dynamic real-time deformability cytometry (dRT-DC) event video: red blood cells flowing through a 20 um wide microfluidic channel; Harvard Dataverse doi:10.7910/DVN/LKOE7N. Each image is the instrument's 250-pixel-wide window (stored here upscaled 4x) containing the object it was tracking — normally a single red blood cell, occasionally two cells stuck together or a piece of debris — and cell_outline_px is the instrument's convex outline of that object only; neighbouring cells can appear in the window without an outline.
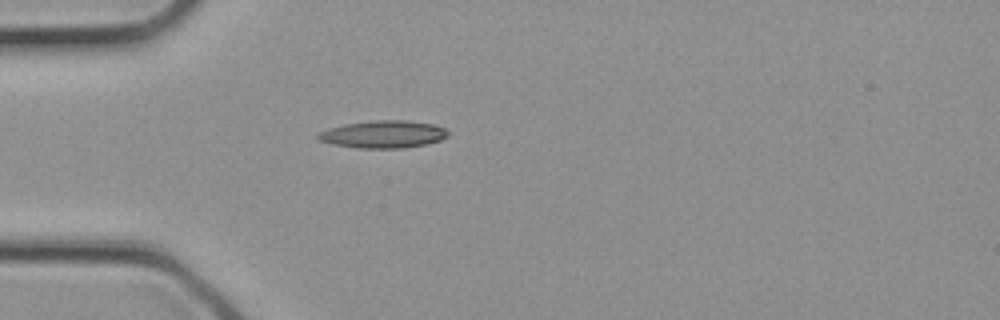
{"species": "common noctule bat (a hibernating species)", "species_latin": "Nyctalus noctula", "temperature_condition": "cold", "stored_images_in_passage": 13, "camera_frame_rate_fps": 3000, "um_per_image_px": 0.085, "animal": {"sex": "female", "body_mass_g": 21.9}, "frame": {"image": 1, "passage_image": 1, "time_ms": 0.0, "image_size_px": [1000, 320], "cell_outline_px": [[448, 136], [440, 140], [428, 144], [404, 148], [356, 148], [332, 144], [316, 140], [316, 136], [320, 132], [328, 128], [344, 124], [376, 120], [408, 120], [432, 124], [444, 128], [448, 132]], "centroid_in_image_um": [32.56, 11.42], "position_along_channel_um": 52.4, "area_um2": 20.92}}
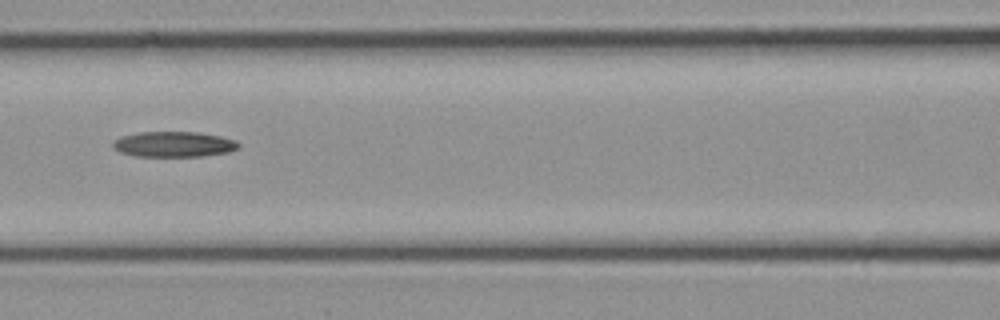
{"frame": {"image": 2, "passage_image": 6, "time_ms": 1.667, "image_size_px": [1000, 320], "cell_outline_px": [[240, 148], [228, 152], [204, 156], [136, 156], [120, 152], [112, 148], [112, 140], [120, 136], [140, 132], [200, 132], [220, 136], [236, 140], [240, 144]], "centroid_in_image_um": [14.76, 12.26], "position_along_channel_um": 151.8, "area_um2": 18.84}}
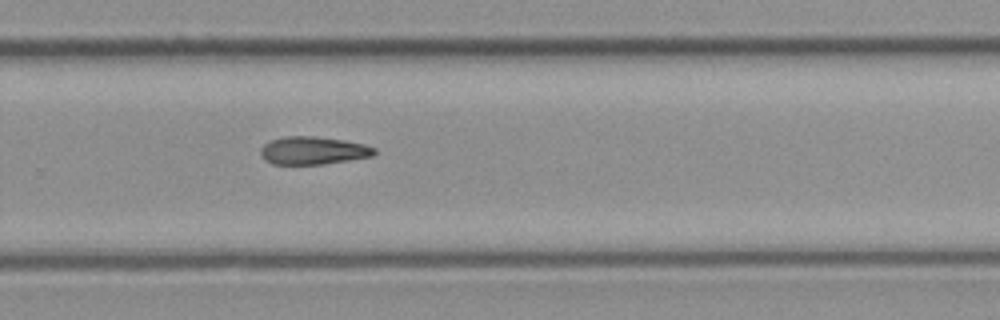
{"frame": {"image": 3, "passage_image": 13, "time_ms": 4.0, "image_size_px": [1000, 320], "cell_outline_px": [[376, 152], [372, 156], [324, 164], [272, 164], [264, 160], [260, 156], [260, 148], [264, 144], [272, 140], [284, 136], [316, 136], [344, 140], [364, 144], [376, 148]], "centroid_in_image_um": [26.59, 12.79], "position_along_channel_um": 303.2, "area_um2": 18.55}}